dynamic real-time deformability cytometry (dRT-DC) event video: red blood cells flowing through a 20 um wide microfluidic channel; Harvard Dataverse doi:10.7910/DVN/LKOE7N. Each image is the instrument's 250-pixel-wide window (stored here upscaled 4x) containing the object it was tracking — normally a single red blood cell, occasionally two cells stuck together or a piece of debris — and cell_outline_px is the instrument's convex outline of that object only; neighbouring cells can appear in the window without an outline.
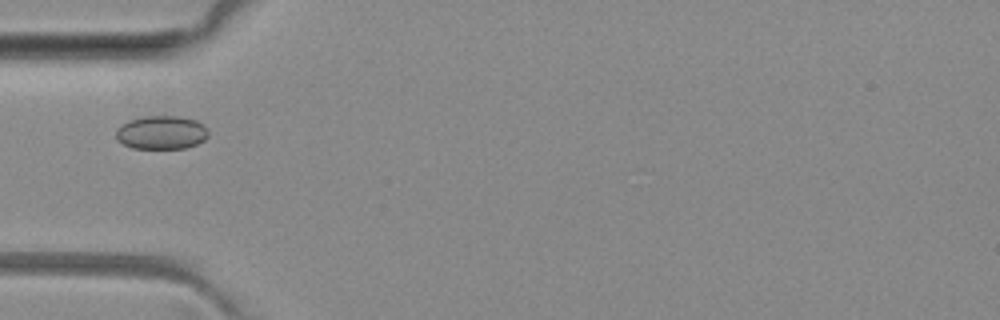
{"species": "common noctule bat (a hibernating species)", "species_latin": "Nyctalus noctula", "temperature_condition": "room temperature", "stored_images_in_passage": 1, "camera_frame_rate_fps": 3000, "um_per_image_px": 0.085, "animal": {"sex": "female", "body_mass_g": 29.2, "forearm_length_mm": 56.3}, "frame": {"image": 1, "passage_image": 1, "time_ms": 0.0, "image_size_px": [1000, 320], "cell_outline_px": [[208, 136], [204, 140], [196, 144], [184, 148], [132, 148], [116, 140], [116, 128], [128, 120], [144, 116], [176, 116], [196, 120], [204, 124], [208, 128]], "centroid_in_image_um": [13.72, 11.25], "position_along_channel_um": 71.3, "area_um2": 18.15}}